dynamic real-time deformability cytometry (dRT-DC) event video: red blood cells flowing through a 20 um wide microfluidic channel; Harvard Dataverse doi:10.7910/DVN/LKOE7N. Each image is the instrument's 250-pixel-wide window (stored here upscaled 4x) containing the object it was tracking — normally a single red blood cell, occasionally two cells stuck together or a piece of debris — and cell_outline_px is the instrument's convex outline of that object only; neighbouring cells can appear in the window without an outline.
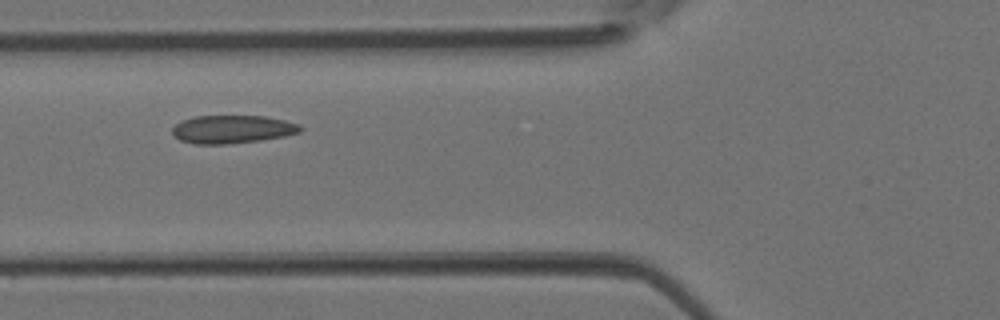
{"species": "Egyptian fruit bat (a non-hibernating species)", "species_latin": "Rousettus aegyptiacus", "temperature_condition": "room temperature", "stored_images_in_passage": 5, "camera_frame_rate_fps": 3000, "um_per_image_px": 0.085, "animal": {"sex": "female"}, "frame": {"image": 1, "passage_image": 5, "time_ms": 1.333, "image_size_px": [1000, 320], "cell_outline_px": [[300, 132], [284, 136], [260, 140], [228, 144], [196, 144], [180, 140], [172, 132], [172, 128], [180, 120], [196, 116], [264, 116], [284, 120], [300, 124]], "centroid_in_image_um": [19.73, 10.98], "position_along_channel_um": 106.1, "area_um2": 20.87}}